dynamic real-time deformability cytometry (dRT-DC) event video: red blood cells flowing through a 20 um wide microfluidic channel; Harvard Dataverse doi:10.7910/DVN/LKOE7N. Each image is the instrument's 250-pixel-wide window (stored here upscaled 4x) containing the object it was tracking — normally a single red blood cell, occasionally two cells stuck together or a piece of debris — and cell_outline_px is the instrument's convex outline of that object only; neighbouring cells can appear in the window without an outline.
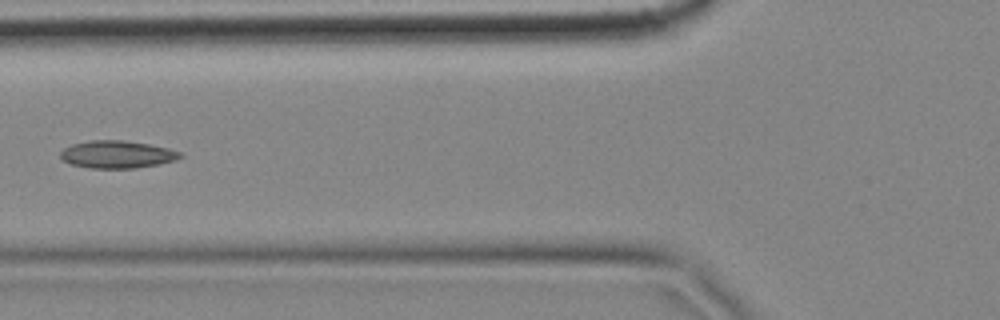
{"species": "common noctule bat (a hibernating species)", "species_latin": "Nyctalus noctula", "temperature_condition": "cold", "stored_images_in_passage": 5, "camera_frame_rate_fps": 3000, "um_per_image_px": 0.085, "animal": {"sex": "female", "body_mass_g": 18.4}, "frame": {"image": 1, "passage_image": 5, "time_ms": 1.333, "image_size_px": [1000, 320], "cell_outline_px": [[184, 156], [176, 160], [160, 164], [136, 168], [88, 168], [72, 164], [60, 160], [60, 152], [64, 148], [72, 144], [88, 140], [124, 140], [148, 144], [168, 148], [180, 152]], "centroid_in_image_um": [9.94, 13.13], "position_along_channel_um": 115.9, "area_um2": 19.36}}